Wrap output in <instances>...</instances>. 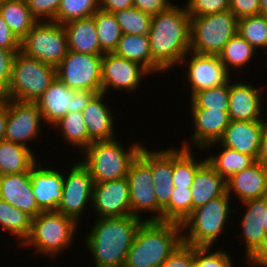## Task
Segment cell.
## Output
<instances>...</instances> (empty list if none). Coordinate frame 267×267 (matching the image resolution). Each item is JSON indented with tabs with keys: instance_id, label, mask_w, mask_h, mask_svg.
<instances>
[{
	"instance_id": "6da1fadb",
	"label": "cell",
	"mask_w": 267,
	"mask_h": 267,
	"mask_svg": "<svg viewBox=\"0 0 267 267\" xmlns=\"http://www.w3.org/2000/svg\"><path fill=\"white\" fill-rule=\"evenodd\" d=\"M148 39L152 53V74H162L180 66L191 47L190 15L186 8L172 4L153 15Z\"/></svg>"
},
{
	"instance_id": "7a4b0ae2",
	"label": "cell",
	"mask_w": 267,
	"mask_h": 267,
	"mask_svg": "<svg viewBox=\"0 0 267 267\" xmlns=\"http://www.w3.org/2000/svg\"><path fill=\"white\" fill-rule=\"evenodd\" d=\"M144 220L133 215L97 218L84 237L96 267H124L138 228Z\"/></svg>"
},
{
	"instance_id": "3957f363",
	"label": "cell",
	"mask_w": 267,
	"mask_h": 267,
	"mask_svg": "<svg viewBox=\"0 0 267 267\" xmlns=\"http://www.w3.org/2000/svg\"><path fill=\"white\" fill-rule=\"evenodd\" d=\"M181 242V224L143 221L128 251L124 267H159Z\"/></svg>"
},
{
	"instance_id": "277c9868",
	"label": "cell",
	"mask_w": 267,
	"mask_h": 267,
	"mask_svg": "<svg viewBox=\"0 0 267 267\" xmlns=\"http://www.w3.org/2000/svg\"><path fill=\"white\" fill-rule=\"evenodd\" d=\"M78 223L57 211H42L32 218L28 237L20 245L32 247L33 254L48 255L54 259L71 246L77 233ZM78 228V229H77Z\"/></svg>"
},
{
	"instance_id": "5b68a950",
	"label": "cell",
	"mask_w": 267,
	"mask_h": 267,
	"mask_svg": "<svg viewBox=\"0 0 267 267\" xmlns=\"http://www.w3.org/2000/svg\"><path fill=\"white\" fill-rule=\"evenodd\" d=\"M143 143L136 142L127 149L117 139L92 142L82 153L81 161L89 170L93 183L127 177L132 161Z\"/></svg>"
},
{
	"instance_id": "8992f818",
	"label": "cell",
	"mask_w": 267,
	"mask_h": 267,
	"mask_svg": "<svg viewBox=\"0 0 267 267\" xmlns=\"http://www.w3.org/2000/svg\"><path fill=\"white\" fill-rule=\"evenodd\" d=\"M230 203L231 197L226 193L193 209L181 224L182 241L193 246L212 247L222 236L229 215L235 212Z\"/></svg>"
},
{
	"instance_id": "52a82bcc",
	"label": "cell",
	"mask_w": 267,
	"mask_h": 267,
	"mask_svg": "<svg viewBox=\"0 0 267 267\" xmlns=\"http://www.w3.org/2000/svg\"><path fill=\"white\" fill-rule=\"evenodd\" d=\"M56 79V68L17 52L14 58L10 84L3 99L36 102Z\"/></svg>"
},
{
	"instance_id": "ba28073f",
	"label": "cell",
	"mask_w": 267,
	"mask_h": 267,
	"mask_svg": "<svg viewBox=\"0 0 267 267\" xmlns=\"http://www.w3.org/2000/svg\"><path fill=\"white\" fill-rule=\"evenodd\" d=\"M237 29L238 18L230 9L204 16H190V51L219 56L227 42L237 34Z\"/></svg>"
},
{
	"instance_id": "9c48e42d",
	"label": "cell",
	"mask_w": 267,
	"mask_h": 267,
	"mask_svg": "<svg viewBox=\"0 0 267 267\" xmlns=\"http://www.w3.org/2000/svg\"><path fill=\"white\" fill-rule=\"evenodd\" d=\"M144 146L132 161L127 174L131 213L144 221H163V210L158 206L154 191L155 183L150 168V150ZM142 212H151L154 215L143 219Z\"/></svg>"
},
{
	"instance_id": "30bf717a",
	"label": "cell",
	"mask_w": 267,
	"mask_h": 267,
	"mask_svg": "<svg viewBox=\"0 0 267 267\" xmlns=\"http://www.w3.org/2000/svg\"><path fill=\"white\" fill-rule=\"evenodd\" d=\"M20 52L56 68L68 52L64 26L55 21L37 22L20 40Z\"/></svg>"
},
{
	"instance_id": "8fae6325",
	"label": "cell",
	"mask_w": 267,
	"mask_h": 267,
	"mask_svg": "<svg viewBox=\"0 0 267 267\" xmlns=\"http://www.w3.org/2000/svg\"><path fill=\"white\" fill-rule=\"evenodd\" d=\"M102 56L68 50L56 67V77L72 90L100 93Z\"/></svg>"
},
{
	"instance_id": "7c38bea8",
	"label": "cell",
	"mask_w": 267,
	"mask_h": 267,
	"mask_svg": "<svg viewBox=\"0 0 267 267\" xmlns=\"http://www.w3.org/2000/svg\"><path fill=\"white\" fill-rule=\"evenodd\" d=\"M95 94L72 90L56 77L35 103L42 113L43 124L53 126L69 112H82Z\"/></svg>"
},
{
	"instance_id": "4fadbf2b",
	"label": "cell",
	"mask_w": 267,
	"mask_h": 267,
	"mask_svg": "<svg viewBox=\"0 0 267 267\" xmlns=\"http://www.w3.org/2000/svg\"><path fill=\"white\" fill-rule=\"evenodd\" d=\"M67 175L63 173L62 198L57 212L74 219L78 224L87 206L92 202L93 180L88 168L82 162H75Z\"/></svg>"
},
{
	"instance_id": "5bb4252c",
	"label": "cell",
	"mask_w": 267,
	"mask_h": 267,
	"mask_svg": "<svg viewBox=\"0 0 267 267\" xmlns=\"http://www.w3.org/2000/svg\"><path fill=\"white\" fill-rule=\"evenodd\" d=\"M151 73L137 62L112 53H104L101 60L102 92L108 94L109 89L115 91L134 92L141 85L144 76ZM142 79V80H141Z\"/></svg>"
},
{
	"instance_id": "9a60e30c",
	"label": "cell",
	"mask_w": 267,
	"mask_h": 267,
	"mask_svg": "<svg viewBox=\"0 0 267 267\" xmlns=\"http://www.w3.org/2000/svg\"><path fill=\"white\" fill-rule=\"evenodd\" d=\"M43 122L42 113L35 102L7 99L6 141L31 149L27 142L39 137Z\"/></svg>"
},
{
	"instance_id": "2e32d148",
	"label": "cell",
	"mask_w": 267,
	"mask_h": 267,
	"mask_svg": "<svg viewBox=\"0 0 267 267\" xmlns=\"http://www.w3.org/2000/svg\"><path fill=\"white\" fill-rule=\"evenodd\" d=\"M180 64L182 67L187 65L185 66L187 68L186 80L191 87L189 88L191 96L197 91L224 85L231 77L219 56L216 55H202L190 51Z\"/></svg>"
},
{
	"instance_id": "e0dca14e",
	"label": "cell",
	"mask_w": 267,
	"mask_h": 267,
	"mask_svg": "<svg viewBox=\"0 0 267 267\" xmlns=\"http://www.w3.org/2000/svg\"><path fill=\"white\" fill-rule=\"evenodd\" d=\"M91 203L98 218L132 215L127 177L94 183Z\"/></svg>"
},
{
	"instance_id": "ac0fdd59",
	"label": "cell",
	"mask_w": 267,
	"mask_h": 267,
	"mask_svg": "<svg viewBox=\"0 0 267 267\" xmlns=\"http://www.w3.org/2000/svg\"><path fill=\"white\" fill-rule=\"evenodd\" d=\"M245 213L240 220L241 234L245 243L246 262L249 264L265 247L267 234L263 226L267 197L243 202Z\"/></svg>"
},
{
	"instance_id": "d6986e66",
	"label": "cell",
	"mask_w": 267,
	"mask_h": 267,
	"mask_svg": "<svg viewBox=\"0 0 267 267\" xmlns=\"http://www.w3.org/2000/svg\"><path fill=\"white\" fill-rule=\"evenodd\" d=\"M265 120L261 121H234L230 120L222 137L207 145L204 149H210L221 144L227 148L236 150L242 154L252 156L256 161L260 150L261 136Z\"/></svg>"
},
{
	"instance_id": "ffe728a7",
	"label": "cell",
	"mask_w": 267,
	"mask_h": 267,
	"mask_svg": "<svg viewBox=\"0 0 267 267\" xmlns=\"http://www.w3.org/2000/svg\"><path fill=\"white\" fill-rule=\"evenodd\" d=\"M247 81L229 80V118L234 121H261L263 117V92Z\"/></svg>"
},
{
	"instance_id": "44dd1931",
	"label": "cell",
	"mask_w": 267,
	"mask_h": 267,
	"mask_svg": "<svg viewBox=\"0 0 267 267\" xmlns=\"http://www.w3.org/2000/svg\"><path fill=\"white\" fill-rule=\"evenodd\" d=\"M32 190L38 207L42 211H57L62 198L63 173L48 166L36 163L30 170Z\"/></svg>"
},
{
	"instance_id": "7402d4cb",
	"label": "cell",
	"mask_w": 267,
	"mask_h": 267,
	"mask_svg": "<svg viewBox=\"0 0 267 267\" xmlns=\"http://www.w3.org/2000/svg\"><path fill=\"white\" fill-rule=\"evenodd\" d=\"M226 185L227 194L231 199L236 196L241 203L267 197V167L256 161L231 175L226 180Z\"/></svg>"
},
{
	"instance_id": "603a6c76",
	"label": "cell",
	"mask_w": 267,
	"mask_h": 267,
	"mask_svg": "<svg viewBox=\"0 0 267 267\" xmlns=\"http://www.w3.org/2000/svg\"><path fill=\"white\" fill-rule=\"evenodd\" d=\"M0 198L32 218L42 212L34 197L30 171L0 176Z\"/></svg>"
},
{
	"instance_id": "cb8c5ba5",
	"label": "cell",
	"mask_w": 267,
	"mask_h": 267,
	"mask_svg": "<svg viewBox=\"0 0 267 267\" xmlns=\"http://www.w3.org/2000/svg\"><path fill=\"white\" fill-rule=\"evenodd\" d=\"M106 95L103 92L95 94L82 111L88 130L89 145L95 141L116 139L114 112L108 103L104 102Z\"/></svg>"
},
{
	"instance_id": "d4e9b609",
	"label": "cell",
	"mask_w": 267,
	"mask_h": 267,
	"mask_svg": "<svg viewBox=\"0 0 267 267\" xmlns=\"http://www.w3.org/2000/svg\"><path fill=\"white\" fill-rule=\"evenodd\" d=\"M193 121L192 145L203 150L210 143L218 141L230 123L228 111L190 109Z\"/></svg>"
},
{
	"instance_id": "484cf974",
	"label": "cell",
	"mask_w": 267,
	"mask_h": 267,
	"mask_svg": "<svg viewBox=\"0 0 267 267\" xmlns=\"http://www.w3.org/2000/svg\"><path fill=\"white\" fill-rule=\"evenodd\" d=\"M150 168L158 206L163 210V221L169 222V199L173 190L172 148L150 150Z\"/></svg>"
},
{
	"instance_id": "4316f807",
	"label": "cell",
	"mask_w": 267,
	"mask_h": 267,
	"mask_svg": "<svg viewBox=\"0 0 267 267\" xmlns=\"http://www.w3.org/2000/svg\"><path fill=\"white\" fill-rule=\"evenodd\" d=\"M227 193L226 179L205 160L196 171L191 187L192 210Z\"/></svg>"
},
{
	"instance_id": "83f0119b",
	"label": "cell",
	"mask_w": 267,
	"mask_h": 267,
	"mask_svg": "<svg viewBox=\"0 0 267 267\" xmlns=\"http://www.w3.org/2000/svg\"><path fill=\"white\" fill-rule=\"evenodd\" d=\"M63 26L67 35L68 50L83 54L104 55L93 17L72 20Z\"/></svg>"
},
{
	"instance_id": "f1b7e54d",
	"label": "cell",
	"mask_w": 267,
	"mask_h": 267,
	"mask_svg": "<svg viewBox=\"0 0 267 267\" xmlns=\"http://www.w3.org/2000/svg\"><path fill=\"white\" fill-rule=\"evenodd\" d=\"M34 153L23 145L0 141V176L30 171L38 161Z\"/></svg>"
},
{
	"instance_id": "f546056e",
	"label": "cell",
	"mask_w": 267,
	"mask_h": 267,
	"mask_svg": "<svg viewBox=\"0 0 267 267\" xmlns=\"http://www.w3.org/2000/svg\"><path fill=\"white\" fill-rule=\"evenodd\" d=\"M180 149L172 146V181L175 187H192L197 168L206 160H196L191 145L184 141Z\"/></svg>"
},
{
	"instance_id": "4dcf8cb0",
	"label": "cell",
	"mask_w": 267,
	"mask_h": 267,
	"mask_svg": "<svg viewBox=\"0 0 267 267\" xmlns=\"http://www.w3.org/2000/svg\"><path fill=\"white\" fill-rule=\"evenodd\" d=\"M0 14L19 40L38 22L31 14L26 0L3 1L0 3Z\"/></svg>"
},
{
	"instance_id": "1f68e13d",
	"label": "cell",
	"mask_w": 267,
	"mask_h": 267,
	"mask_svg": "<svg viewBox=\"0 0 267 267\" xmlns=\"http://www.w3.org/2000/svg\"><path fill=\"white\" fill-rule=\"evenodd\" d=\"M113 53L139 63L152 74V53L148 35L123 34Z\"/></svg>"
},
{
	"instance_id": "d6a6232c",
	"label": "cell",
	"mask_w": 267,
	"mask_h": 267,
	"mask_svg": "<svg viewBox=\"0 0 267 267\" xmlns=\"http://www.w3.org/2000/svg\"><path fill=\"white\" fill-rule=\"evenodd\" d=\"M32 217L0 198V226L18 240V246L28 237ZM20 241V242H19Z\"/></svg>"
},
{
	"instance_id": "836d02e7",
	"label": "cell",
	"mask_w": 267,
	"mask_h": 267,
	"mask_svg": "<svg viewBox=\"0 0 267 267\" xmlns=\"http://www.w3.org/2000/svg\"><path fill=\"white\" fill-rule=\"evenodd\" d=\"M222 147L217 155L212 153L207 156L206 160L214 167L215 171L219 173L226 180L233 174L244 170L256 162V160L249 155L242 154L236 150Z\"/></svg>"
},
{
	"instance_id": "e575fe53",
	"label": "cell",
	"mask_w": 267,
	"mask_h": 267,
	"mask_svg": "<svg viewBox=\"0 0 267 267\" xmlns=\"http://www.w3.org/2000/svg\"><path fill=\"white\" fill-rule=\"evenodd\" d=\"M61 132L62 139L82 152L89 146L88 130L82 112H69L55 125Z\"/></svg>"
},
{
	"instance_id": "d590c367",
	"label": "cell",
	"mask_w": 267,
	"mask_h": 267,
	"mask_svg": "<svg viewBox=\"0 0 267 267\" xmlns=\"http://www.w3.org/2000/svg\"><path fill=\"white\" fill-rule=\"evenodd\" d=\"M255 54L256 50L253 46L237 33L224 46L219 58L227 72L231 74V68L241 69L251 61Z\"/></svg>"
},
{
	"instance_id": "8d00e7d4",
	"label": "cell",
	"mask_w": 267,
	"mask_h": 267,
	"mask_svg": "<svg viewBox=\"0 0 267 267\" xmlns=\"http://www.w3.org/2000/svg\"><path fill=\"white\" fill-rule=\"evenodd\" d=\"M97 37L103 53H112L116 49L123 32L114 13L99 9L93 16Z\"/></svg>"
},
{
	"instance_id": "74e56055",
	"label": "cell",
	"mask_w": 267,
	"mask_h": 267,
	"mask_svg": "<svg viewBox=\"0 0 267 267\" xmlns=\"http://www.w3.org/2000/svg\"><path fill=\"white\" fill-rule=\"evenodd\" d=\"M190 98V109L228 111L229 81L224 85L195 92Z\"/></svg>"
},
{
	"instance_id": "f35d334b",
	"label": "cell",
	"mask_w": 267,
	"mask_h": 267,
	"mask_svg": "<svg viewBox=\"0 0 267 267\" xmlns=\"http://www.w3.org/2000/svg\"><path fill=\"white\" fill-rule=\"evenodd\" d=\"M237 33L255 50L267 49V17L257 14L238 19Z\"/></svg>"
},
{
	"instance_id": "ab89813d",
	"label": "cell",
	"mask_w": 267,
	"mask_h": 267,
	"mask_svg": "<svg viewBox=\"0 0 267 267\" xmlns=\"http://www.w3.org/2000/svg\"><path fill=\"white\" fill-rule=\"evenodd\" d=\"M100 9V0H61L56 22L65 24L72 20L92 17Z\"/></svg>"
},
{
	"instance_id": "60d3db41",
	"label": "cell",
	"mask_w": 267,
	"mask_h": 267,
	"mask_svg": "<svg viewBox=\"0 0 267 267\" xmlns=\"http://www.w3.org/2000/svg\"><path fill=\"white\" fill-rule=\"evenodd\" d=\"M114 14L123 34L148 35L151 28L152 15L135 7L119 10Z\"/></svg>"
},
{
	"instance_id": "b9f144b4",
	"label": "cell",
	"mask_w": 267,
	"mask_h": 267,
	"mask_svg": "<svg viewBox=\"0 0 267 267\" xmlns=\"http://www.w3.org/2000/svg\"><path fill=\"white\" fill-rule=\"evenodd\" d=\"M191 212V187L174 186L169 199V222L182 224Z\"/></svg>"
},
{
	"instance_id": "7bdbcfd3",
	"label": "cell",
	"mask_w": 267,
	"mask_h": 267,
	"mask_svg": "<svg viewBox=\"0 0 267 267\" xmlns=\"http://www.w3.org/2000/svg\"><path fill=\"white\" fill-rule=\"evenodd\" d=\"M211 246H194V264L197 267H234L230 253Z\"/></svg>"
},
{
	"instance_id": "ee69618b",
	"label": "cell",
	"mask_w": 267,
	"mask_h": 267,
	"mask_svg": "<svg viewBox=\"0 0 267 267\" xmlns=\"http://www.w3.org/2000/svg\"><path fill=\"white\" fill-rule=\"evenodd\" d=\"M184 6L190 16H204L229 10V0H188Z\"/></svg>"
},
{
	"instance_id": "f6af8a7d",
	"label": "cell",
	"mask_w": 267,
	"mask_h": 267,
	"mask_svg": "<svg viewBox=\"0 0 267 267\" xmlns=\"http://www.w3.org/2000/svg\"><path fill=\"white\" fill-rule=\"evenodd\" d=\"M33 17L38 21H55L61 0H26Z\"/></svg>"
},
{
	"instance_id": "bcb514c9",
	"label": "cell",
	"mask_w": 267,
	"mask_h": 267,
	"mask_svg": "<svg viewBox=\"0 0 267 267\" xmlns=\"http://www.w3.org/2000/svg\"><path fill=\"white\" fill-rule=\"evenodd\" d=\"M194 263V246L183 241L159 267H191Z\"/></svg>"
},
{
	"instance_id": "7dc6e473",
	"label": "cell",
	"mask_w": 267,
	"mask_h": 267,
	"mask_svg": "<svg viewBox=\"0 0 267 267\" xmlns=\"http://www.w3.org/2000/svg\"><path fill=\"white\" fill-rule=\"evenodd\" d=\"M20 50H8L0 47V91L4 93L11 80L14 58Z\"/></svg>"
},
{
	"instance_id": "c3c4849f",
	"label": "cell",
	"mask_w": 267,
	"mask_h": 267,
	"mask_svg": "<svg viewBox=\"0 0 267 267\" xmlns=\"http://www.w3.org/2000/svg\"><path fill=\"white\" fill-rule=\"evenodd\" d=\"M229 9L240 19L259 14L260 0H229Z\"/></svg>"
},
{
	"instance_id": "681fc988",
	"label": "cell",
	"mask_w": 267,
	"mask_h": 267,
	"mask_svg": "<svg viewBox=\"0 0 267 267\" xmlns=\"http://www.w3.org/2000/svg\"><path fill=\"white\" fill-rule=\"evenodd\" d=\"M172 4L170 0H133V7L152 16L168 9Z\"/></svg>"
},
{
	"instance_id": "f907efd6",
	"label": "cell",
	"mask_w": 267,
	"mask_h": 267,
	"mask_svg": "<svg viewBox=\"0 0 267 267\" xmlns=\"http://www.w3.org/2000/svg\"><path fill=\"white\" fill-rule=\"evenodd\" d=\"M0 47L8 50H20V40L11 31L0 14Z\"/></svg>"
},
{
	"instance_id": "816d5d0a",
	"label": "cell",
	"mask_w": 267,
	"mask_h": 267,
	"mask_svg": "<svg viewBox=\"0 0 267 267\" xmlns=\"http://www.w3.org/2000/svg\"><path fill=\"white\" fill-rule=\"evenodd\" d=\"M133 7V0H100V9L115 13Z\"/></svg>"
},
{
	"instance_id": "f5cc1de1",
	"label": "cell",
	"mask_w": 267,
	"mask_h": 267,
	"mask_svg": "<svg viewBox=\"0 0 267 267\" xmlns=\"http://www.w3.org/2000/svg\"><path fill=\"white\" fill-rule=\"evenodd\" d=\"M257 161L267 167V119L263 128Z\"/></svg>"
},
{
	"instance_id": "db71d44e",
	"label": "cell",
	"mask_w": 267,
	"mask_h": 267,
	"mask_svg": "<svg viewBox=\"0 0 267 267\" xmlns=\"http://www.w3.org/2000/svg\"><path fill=\"white\" fill-rule=\"evenodd\" d=\"M7 125V99L0 103V141L5 140V130Z\"/></svg>"
},
{
	"instance_id": "11a10c76",
	"label": "cell",
	"mask_w": 267,
	"mask_h": 267,
	"mask_svg": "<svg viewBox=\"0 0 267 267\" xmlns=\"http://www.w3.org/2000/svg\"><path fill=\"white\" fill-rule=\"evenodd\" d=\"M267 264V241L263 250L248 265Z\"/></svg>"
},
{
	"instance_id": "9f6ffc18",
	"label": "cell",
	"mask_w": 267,
	"mask_h": 267,
	"mask_svg": "<svg viewBox=\"0 0 267 267\" xmlns=\"http://www.w3.org/2000/svg\"><path fill=\"white\" fill-rule=\"evenodd\" d=\"M259 14L267 17V0H260Z\"/></svg>"
},
{
	"instance_id": "6f0895ef",
	"label": "cell",
	"mask_w": 267,
	"mask_h": 267,
	"mask_svg": "<svg viewBox=\"0 0 267 267\" xmlns=\"http://www.w3.org/2000/svg\"><path fill=\"white\" fill-rule=\"evenodd\" d=\"M263 226L265 228V233L267 234V208H266L265 218L263 219Z\"/></svg>"
},
{
	"instance_id": "680465c9",
	"label": "cell",
	"mask_w": 267,
	"mask_h": 267,
	"mask_svg": "<svg viewBox=\"0 0 267 267\" xmlns=\"http://www.w3.org/2000/svg\"><path fill=\"white\" fill-rule=\"evenodd\" d=\"M267 267V264H263V265H251V267Z\"/></svg>"
},
{
	"instance_id": "91938a15",
	"label": "cell",
	"mask_w": 267,
	"mask_h": 267,
	"mask_svg": "<svg viewBox=\"0 0 267 267\" xmlns=\"http://www.w3.org/2000/svg\"><path fill=\"white\" fill-rule=\"evenodd\" d=\"M3 101V93L0 91V103Z\"/></svg>"
}]
</instances>
